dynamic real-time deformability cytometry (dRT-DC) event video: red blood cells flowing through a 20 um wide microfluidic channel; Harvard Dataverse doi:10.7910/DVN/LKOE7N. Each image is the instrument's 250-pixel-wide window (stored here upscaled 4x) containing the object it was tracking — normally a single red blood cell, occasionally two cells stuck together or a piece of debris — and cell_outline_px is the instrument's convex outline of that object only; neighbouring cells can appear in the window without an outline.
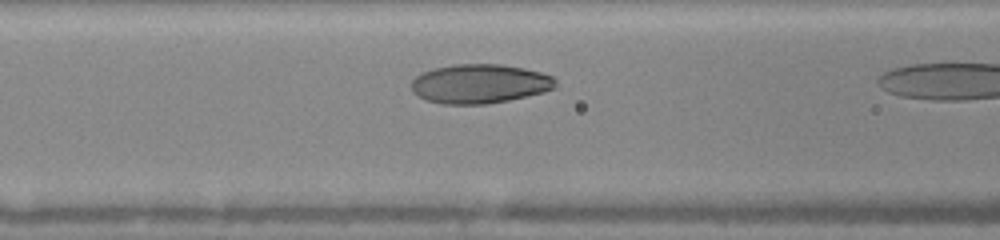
{"species": "human", "species_latin": "Homo sapiens", "temperature_condition": "warm", "stored_images_in_passage": 15, "camera_frame_rate_fps": 3000, "um_per_image_px": 0.085, "donor": {"sex": "female"}, "frame": {"image": 1, "passage_image": 13, "time_ms": 2.0, "image_size_px": [1000, 240], "cell_outline_px": [[556, 88], [544, 92], [508, 100], [484, 104], [444, 104], [428, 100], [412, 92], [412, 80], [416, 76], [432, 68], [456, 64], [500, 64], [524, 68], [540, 72], [552, 76], [556, 80]], "centroid_in_image_um": [40.79, 7.11], "position_along_channel_um": 125.8, "area_um2": 32.83}}